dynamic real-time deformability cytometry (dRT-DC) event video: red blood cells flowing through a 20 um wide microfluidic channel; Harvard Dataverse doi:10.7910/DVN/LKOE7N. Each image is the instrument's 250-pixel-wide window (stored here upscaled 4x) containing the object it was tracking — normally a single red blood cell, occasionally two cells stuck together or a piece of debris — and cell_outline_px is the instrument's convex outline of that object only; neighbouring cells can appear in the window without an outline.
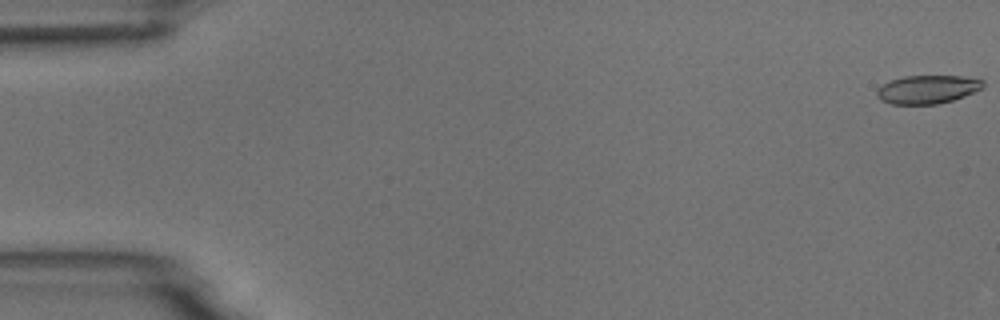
{"species": "common noctule bat (a hibernating species)", "species_latin": "Nyctalus noctula", "temperature_condition": "room temperature", "stored_images_in_passage": 4, "camera_frame_rate_fps": 3000, "um_per_image_px": 0.085, "animal": {"sex": "male", "body_mass_g": 18.8}, "frame": {"image": 1, "passage_image": 1, "time_ms": 0.0, "image_size_px": [1000, 320], "cell_outline_px": [[984, 88], [964, 96], [952, 100], [936, 104], [892, 104], [880, 100], [876, 96], [876, 88], [888, 80], [904, 76], [964, 76], [984, 80]], "centroid_in_image_um": [78.81, 7.59], "position_along_channel_um": 6.2, "area_um2": 17.8}}